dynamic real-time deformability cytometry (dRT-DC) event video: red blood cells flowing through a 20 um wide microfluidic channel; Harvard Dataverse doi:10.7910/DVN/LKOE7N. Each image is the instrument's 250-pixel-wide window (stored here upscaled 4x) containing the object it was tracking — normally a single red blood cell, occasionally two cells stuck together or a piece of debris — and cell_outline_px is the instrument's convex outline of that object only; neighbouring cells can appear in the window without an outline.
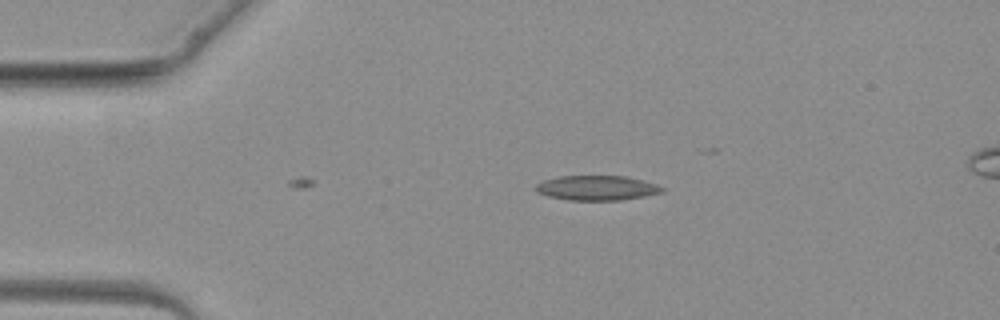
{"species": "common noctule bat (a hibernating species)", "species_latin": "Nyctalus noctula", "temperature_condition": "warm", "stored_images_in_passage": 2, "camera_frame_rate_fps": 3000, "um_per_image_px": 0.085, "animal": {"sex": "female", "body_mass_g": 19.3, "forearm_length_mm": 54.1}, "frame": {"image": 1, "passage_image": 2, "time_ms": 1.0, "image_size_px": [1000, 320], "cell_outline_px": [[664, 192], [644, 196], [620, 200], [568, 200], [548, 196], [536, 192], [536, 184], [544, 180], [560, 176], [628, 176], [656, 184], [664, 188]], "centroid_in_image_um": [50.74, 15.97], "position_along_channel_um": 34.3, "area_um2": 18.21}}